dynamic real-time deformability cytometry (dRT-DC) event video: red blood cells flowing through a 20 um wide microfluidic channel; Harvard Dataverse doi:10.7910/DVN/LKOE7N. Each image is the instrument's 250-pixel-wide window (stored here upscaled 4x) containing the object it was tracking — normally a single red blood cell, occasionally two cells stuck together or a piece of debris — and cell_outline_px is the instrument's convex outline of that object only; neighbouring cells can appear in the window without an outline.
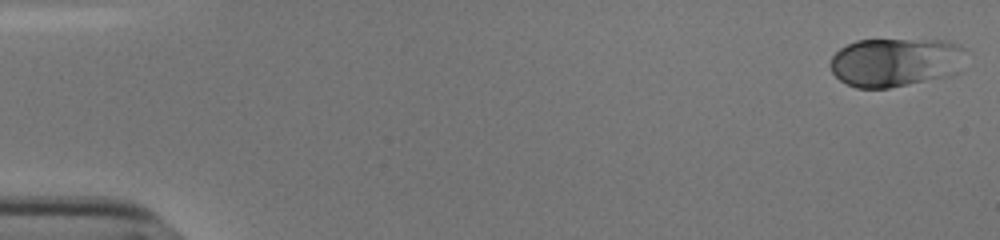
{"species": "human", "species_latin": "Homo sapiens", "temperature_condition": "cold", "stored_images_in_passage": 48, "camera_frame_rate_fps": 3000, "um_per_image_px": 0.085, "donor": {"sex": "male"}, "frame": {"image": 1, "passage_image": 1, "time_ms": 0.0, "image_size_px": [1000, 240], "cell_outline_px": [[964, 48], [960, 72], [956, 76], [888, 88], [856, 88], [840, 80], [832, 72], [828, 64], [832, 56], [840, 48], [856, 40], [944, 40], [960, 44]], "centroid_in_image_um": [76.15, 5.3], "position_along_channel_um": 8.9, "area_um2": 39.13}}
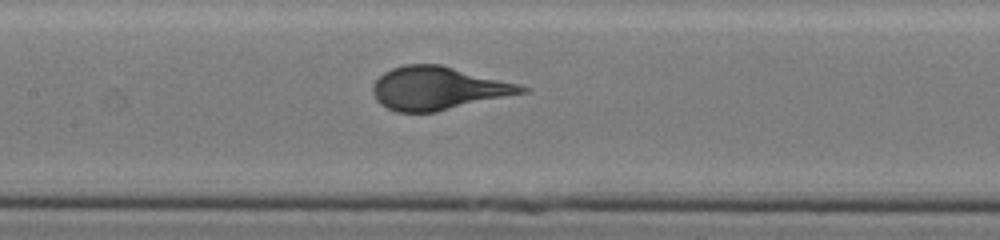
{"frame": {"image": 2, "passage_image": 26, "time_ms": 8.333, "image_size_px": [1000, 240], "cell_outline_px": [[532, 88], [528, 92], [436, 112], [396, 112], [380, 104], [376, 100], [372, 92], [372, 84], [384, 72], [392, 68], [404, 64], [440, 64], [520, 84]], "centroid_in_image_um": [37.24, 7.5], "position_along_channel_um": 170.2, "area_um2": 37.57}}
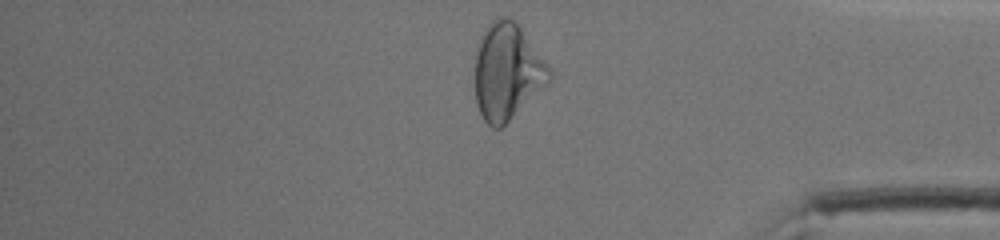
{"frame": {"image": 3, "passage_image": 45, "time_ms": 14.667, "image_size_px": [1000, 240], "cell_outline_px": [[552, 80], [500, 128], [492, 128], [484, 120], [476, 104], [476, 56], [480, 36], [488, 24], [496, 16], [508, 16], [516, 20], [552, 68]], "centroid_in_image_um": [43.14, 6.03], "position_along_channel_um": 392.1, "area_um2": 42.02}}